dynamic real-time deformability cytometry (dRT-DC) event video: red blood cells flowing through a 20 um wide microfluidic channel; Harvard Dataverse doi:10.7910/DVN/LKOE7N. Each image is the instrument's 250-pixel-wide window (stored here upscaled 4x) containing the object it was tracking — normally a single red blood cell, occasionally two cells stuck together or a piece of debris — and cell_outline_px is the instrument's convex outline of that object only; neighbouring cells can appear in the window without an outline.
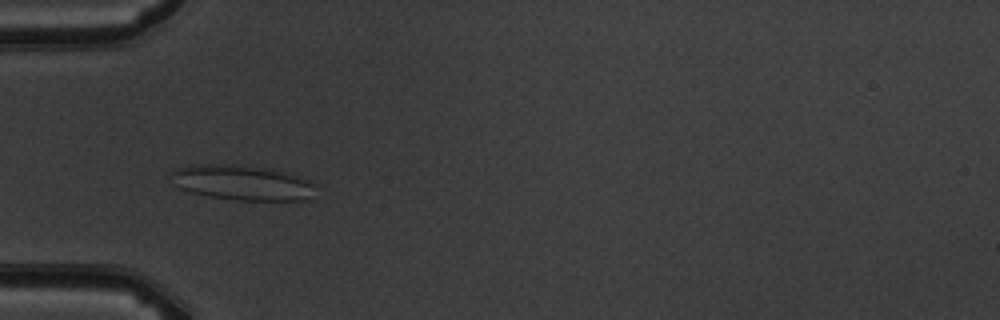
{"species": "common noctule bat (a hibernating species)", "species_latin": "Nyctalus noctula", "temperature_condition": "warm", "stored_images_in_passage": 7, "camera_frame_rate_fps": 3000, "um_per_image_px": 0.085, "animal": {"sex": "male", "body_mass_g": 19.5, "forearm_length_mm": 54.6}, "frame": {"image": 1, "passage_image": 4, "time_ms": 4.333, "image_size_px": [1000, 320], "cell_outline_px": [[316, 184], [308, 200], [236, 200], [208, 196], [192, 192], [180, 188], [168, 176], [168, 172], [180, 168], [196, 164], [236, 164], [264, 168], [284, 172], [308, 180]], "centroid_in_image_um": [20.54, 15.52], "position_along_channel_um": 64.5, "area_um2": 29.36}}
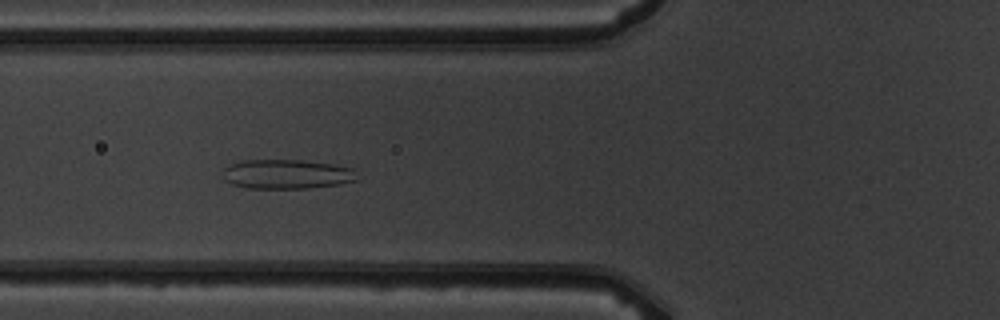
{"frame": {"image": 2, "passage_image": 5, "time_ms": 5.333, "image_size_px": [1000, 320], "cell_outline_px": [[360, 180], [336, 184], [304, 188], [244, 188], [232, 184], [224, 180], [224, 168], [232, 164], [244, 160], [304, 160], [332, 164], [356, 168]], "centroid_in_image_um": [24.43, 14.8], "position_along_channel_um": 101.4, "area_um2": 23.12}}
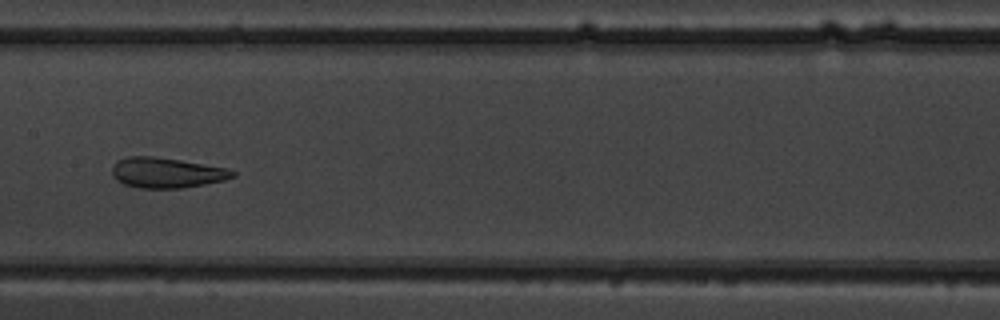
{"frame": {"image": 3, "passage_image": 7, "time_ms": 7.667, "image_size_px": [1000, 320], "cell_outline_px": [[236, 176], [224, 180], [204, 184], [180, 188], [140, 188], [124, 184], [116, 180], [112, 176], [112, 168], [116, 160], [128, 156], [156, 156], [228, 168], [236, 172]], "centroid_in_image_um": [14.14, 14.67], "position_along_channel_um": 193.3, "area_um2": 21.39}}